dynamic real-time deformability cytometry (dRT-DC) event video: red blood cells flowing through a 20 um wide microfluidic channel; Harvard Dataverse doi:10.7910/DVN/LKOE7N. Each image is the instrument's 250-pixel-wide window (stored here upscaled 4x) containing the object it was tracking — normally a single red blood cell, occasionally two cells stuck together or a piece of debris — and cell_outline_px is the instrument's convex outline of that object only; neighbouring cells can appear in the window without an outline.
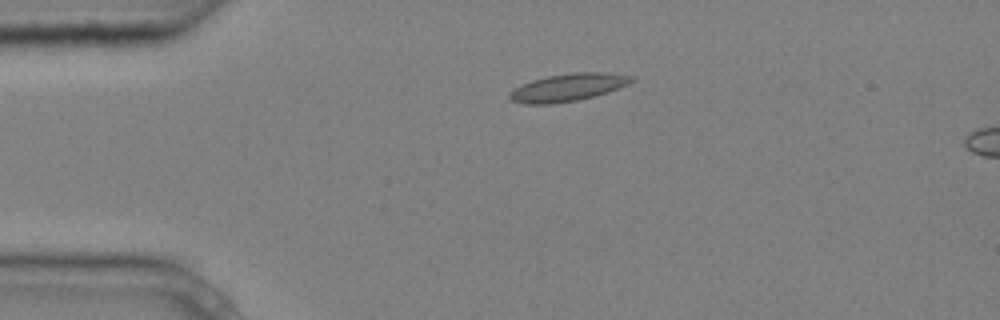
{"species": "common noctule bat (a hibernating species)", "species_latin": "Nyctalus noctula", "temperature_condition": "cold", "stored_images_in_passage": 3, "camera_frame_rate_fps": 3000, "um_per_image_px": 0.085, "animal": {"sex": "male", "body_mass_g": 20.4}, "frame": {"image": 1, "passage_image": 2, "time_ms": 0.333, "image_size_px": [1000, 320], "cell_outline_px": [[636, 80], [628, 84], [608, 92], [576, 100], [552, 104], [524, 104], [512, 100], [508, 96], [508, 92], [532, 80], [548, 76], [576, 72], [608, 72], [632, 76]], "centroid_in_image_um": [48.29, 7.42], "position_along_channel_um": 36.7, "area_um2": 19.42}}